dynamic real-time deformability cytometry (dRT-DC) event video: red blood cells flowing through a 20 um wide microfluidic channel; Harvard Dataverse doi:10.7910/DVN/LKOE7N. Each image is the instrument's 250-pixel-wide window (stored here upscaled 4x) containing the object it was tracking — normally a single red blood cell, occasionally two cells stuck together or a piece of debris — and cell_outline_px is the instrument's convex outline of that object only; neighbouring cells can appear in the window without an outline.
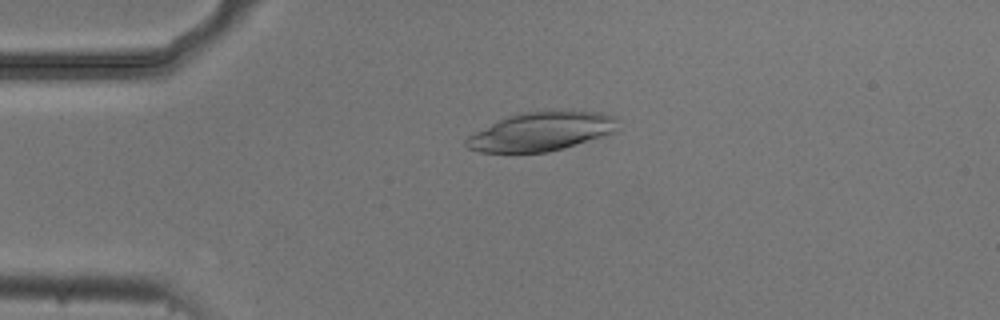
{"species": "common noctule bat (a hibernating species)", "species_latin": "Nyctalus noctula", "temperature_condition": "cold", "stored_images_in_passage": 5, "camera_frame_rate_fps": 3000, "um_per_image_px": 0.085, "animal": {"sex": "male", "body_mass_g": 20.5, "forearm_length_mm": 52.5}, "frame": {"image": 1, "passage_image": 4, "time_ms": 1.0, "image_size_px": [1000, 320], "cell_outline_px": [[616, 132], [604, 136], [564, 148], [548, 152], [480, 152], [468, 148], [464, 144], [464, 140], [468, 136], [508, 116], [520, 112], [604, 112], [616, 116]], "centroid_in_image_um": [46.03, 11.2], "position_along_channel_um": 39.0, "area_um2": 33.76}}